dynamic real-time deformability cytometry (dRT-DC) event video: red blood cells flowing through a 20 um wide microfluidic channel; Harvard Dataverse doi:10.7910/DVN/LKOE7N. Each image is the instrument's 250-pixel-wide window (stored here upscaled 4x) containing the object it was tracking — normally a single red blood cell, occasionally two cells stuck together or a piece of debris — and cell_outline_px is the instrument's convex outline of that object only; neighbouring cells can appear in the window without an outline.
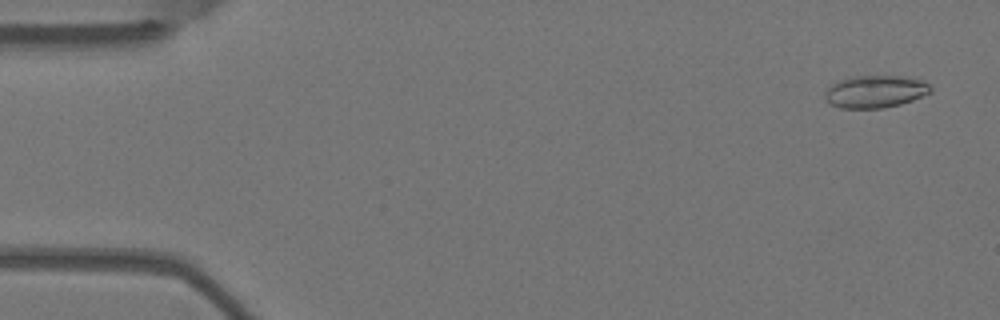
{"species": "Egyptian fruit bat (a non-hibernating species)", "species_latin": "Rousettus aegyptiacus", "temperature_condition": "warm", "stored_images_in_passage": 5, "camera_frame_rate_fps": 3000, "um_per_image_px": 0.085, "animal": {"sex": "female"}, "frame": {"image": 1, "passage_image": 1, "time_ms": 0.0, "image_size_px": [1000, 320], "cell_outline_px": [[932, 92], [912, 100], [900, 104], [880, 108], [840, 108], [824, 100], [824, 96], [828, 88], [832, 84], [840, 80], [860, 76], [900, 76], [924, 80], [932, 88]], "centroid_in_image_um": [74.42, 7.79], "position_along_channel_um": 10.6, "area_um2": 19.77}}
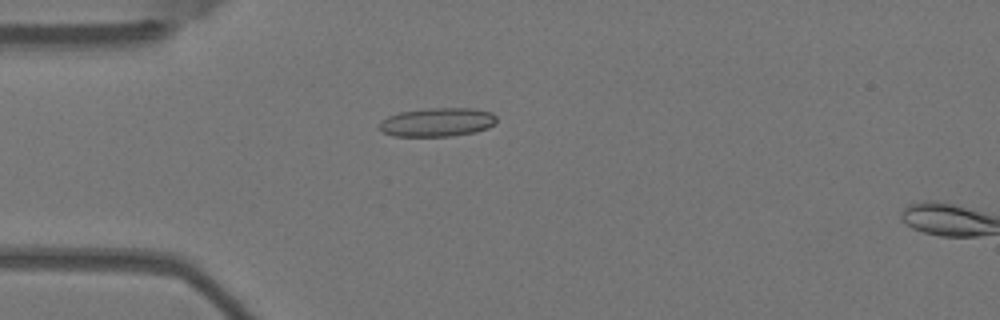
{"frame": {"image": 2, "passage_image": 4, "time_ms": 1.0, "image_size_px": [1000, 320], "cell_outline_px": [[496, 124], [488, 128], [476, 132], [452, 136], [392, 136], [384, 132], [380, 128], [380, 120], [388, 116], [400, 112], [428, 108], [472, 108], [492, 112], [496, 116]], "centroid_in_image_um": [37.2, 10.38], "position_along_channel_um": 47.8, "area_um2": 19.77}}